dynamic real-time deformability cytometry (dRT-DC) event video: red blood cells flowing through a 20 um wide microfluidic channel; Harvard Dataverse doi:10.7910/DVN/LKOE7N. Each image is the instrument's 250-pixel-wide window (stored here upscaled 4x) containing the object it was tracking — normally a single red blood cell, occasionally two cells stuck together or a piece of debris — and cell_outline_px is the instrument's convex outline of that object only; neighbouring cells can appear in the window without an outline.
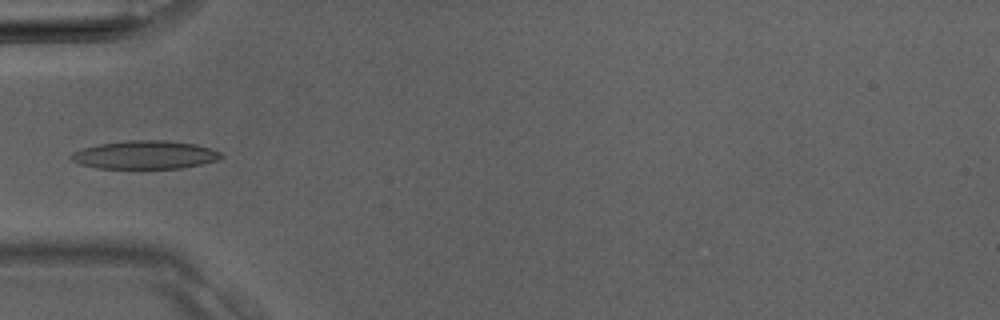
{"species": "Egyptian fruit bat (a non-hibernating species)", "species_latin": "Rousettus aegyptiacus", "temperature_condition": "room temperature", "stored_images_in_passage": 38, "camera_frame_rate_fps": 3000, "um_per_image_px": 0.085, "animal": {"sex": "male"}, "frame": {"image": 1, "passage_image": 13, "time_ms": 4.0, "image_size_px": [1000, 320], "cell_outline_px": [[224, 156], [216, 160], [200, 164], [180, 168], [96, 168], [80, 164], [72, 160], [68, 156], [72, 152], [84, 148], [100, 144], [128, 140], [168, 140], [196, 144], [212, 148], [220, 152]], "centroid_in_image_um": [12.32, 13.15], "position_along_channel_um": 72.7, "area_um2": 24.68}}
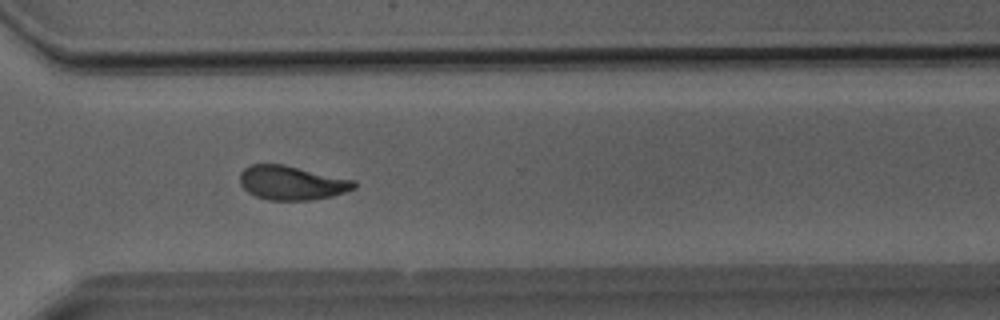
{"frame": {"image": 2, "passage_image": 28, "time_ms": 9.0, "image_size_px": [1000, 320], "cell_outline_px": [[356, 188], [332, 196], [312, 200], [268, 200], [256, 196], [248, 192], [240, 184], [240, 172], [244, 168], [252, 164], [284, 164], [356, 180]], "centroid_in_image_um": [24.81, 15.53], "position_along_channel_um": 345.8, "area_um2": 22.83}}
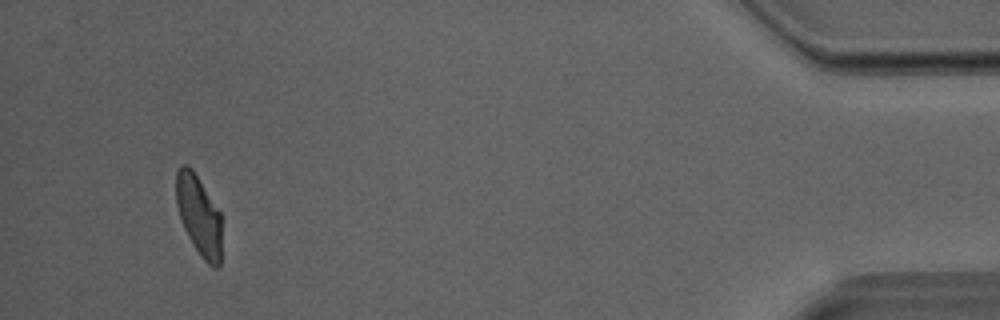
{"frame": {"image": 3, "passage_image": 36, "time_ms": 11.667, "image_size_px": [1000, 320], "cell_outline_px": [[220, 264], [216, 268], [212, 268], [204, 260], [192, 244], [184, 228], [176, 204], [176, 172], [180, 164], [188, 164], [192, 168], [220, 212]], "centroid_in_image_um": [16.88, 18.28], "position_along_channel_um": 418.3, "area_um2": 21.1}}